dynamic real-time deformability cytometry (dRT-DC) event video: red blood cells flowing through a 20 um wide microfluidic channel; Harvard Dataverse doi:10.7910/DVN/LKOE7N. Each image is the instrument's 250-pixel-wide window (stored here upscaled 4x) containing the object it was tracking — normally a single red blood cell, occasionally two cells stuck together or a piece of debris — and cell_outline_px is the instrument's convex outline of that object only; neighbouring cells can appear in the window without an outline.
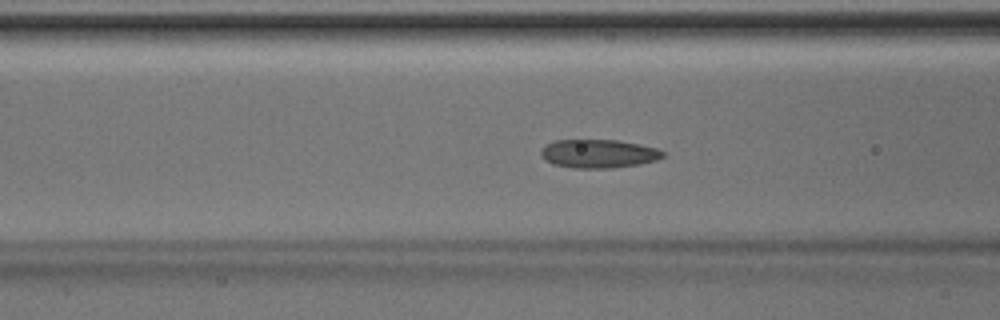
{"species": "Egyptian fruit bat (a non-hibernating species)", "species_latin": "Rousettus aegyptiacus", "temperature_condition": "room temperature", "stored_images_in_passage": 48, "segment_of_instrument_passage": [1, 2], "camera_frame_rate_fps": 3000, "um_per_image_px": 0.085, "animal": {"sex": "male"}, "frame": {"image": 1, "passage_image": 18, "time_ms": 5.667, "image_size_px": [1000, 320], "cell_outline_px": [[664, 156], [656, 160], [640, 164], [612, 168], [572, 168], [552, 164], [544, 160], [540, 156], [540, 148], [552, 140], [620, 140], [640, 144], [656, 148], [664, 152]], "centroid_in_image_um": [50.82, 13.06], "position_along_channel_um": 115.8, "area_um2": 20.58}}
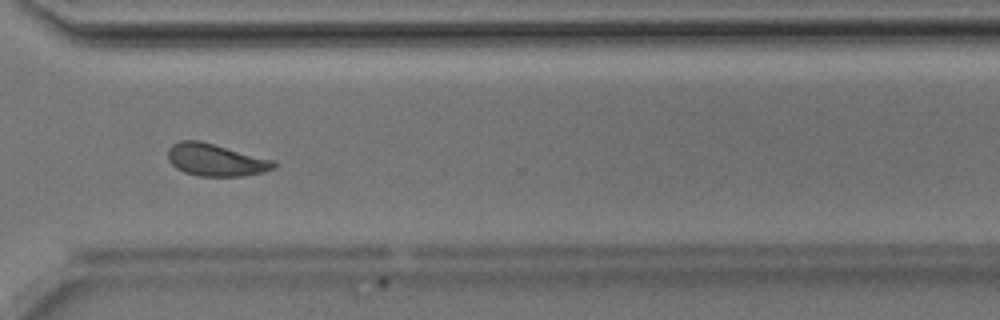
{"frame": {"image": 2, "passage_image": 35, "time_ms": 11.333, "image_size_px": [1000, 320], "cell_outline_px": [[276, 168], [264, 172], [244, 176], [200, 176], [184, 172], [176, 168], [168, 160], [168, 148], [172, 144], [180, 140], [200, 140], [272, 160], [276, 164]], "centroid_in_image_um": [18.31, 13.59], "position_along_channel_um": 352.3, "area_um2": 19.88}}
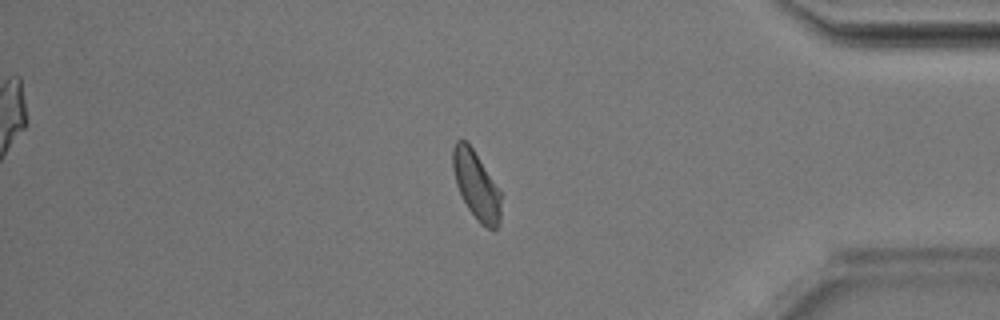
{"frame": {"image": 3, "passage_image": 40, "time_ms": 13.0, "image_size_px": [1000, 320], "cell_outline_px": [[500, 220], [496, 228], [492, 232], [480, 224], [476, 220], [468, 208], [456, 184], [452, 168], [452, 148], [456, 140], [464, 140], [472, 148], [500, 192]], "centroid_in_image_um": [40.46, 15.79], "position_along_channel_um": 394.7, "area_um2": 18.79}}